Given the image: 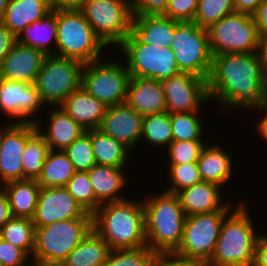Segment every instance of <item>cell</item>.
<instances>
[{
    "label": "cell",
    "mask_w": 267,
    "mask_h": 266,
    "mask_svg": "<svg viewBox=\"0 0 267 266\" xmlns=\"http://www.w3.org/2000/svg\"><path fill=\"white\" fill-rule=\"evenodd\" d=\"M260 81L261 63L256 52L215 55L207 80L208 94L220 107L256 111L266 103Z\"/></svg>",
    "instance_id": "cell-1"
},
{
    "label": "cell",
    "mask_w": 267,
    "mask_h": 266,
    "mask_svg": "<svg viewBox=\"0 0 267 266\" xmlns=\"http://www.w3.org/2000/svg\"><path fill=\"white\" fill-rule=\"evenodd\" d=\"M131 200L103 203L92 214L93 230L111 250L147 245L143 201Z\"/></svg>",
    "instance_id": "cell-2"
},
{
    "label": "cell",
    "mask_w": 267,
    "mask_h": 266,
    "mask_svg": "<svg viewBox=\"0 0 267 266\" xmlns=\"http://www.w3.org/2000/svg\"><path fill=\"white\" fill-rule=\"evenodd\" d=\"M156 194L143 200L146 244L156 255L174 253L182 240L186 215L176 194Z\"/></svg>",
    "instance_id": "cell-3"
},
{
    "label": "cell",
    "mask_w": 267,
    "mask_h": 266,
    "mask_svg": "<svg viewBox=\"0 0 267 266\" xmlns=\"http://www.w3.org/2000/svg\"><path fill=\"white\" fill-rule=\"evenodd\" d=\"M251 218L244 201L225 217L209 266H253L260 234Z\"/></svg>",
    "instance_id": "cell-4"
},
{
    "label": "cell",
    "mask_w": 267,
    "mask_h": 266,
    "mask_svg": "<svg viewBox=\"0 0 267 266\" xmlns=\"http://www.w3.org/2000/svg\"><path fill=\"white\" fill-rule=\"evenodd\" d=\"M93 229L92 217H80L35 227L33 266H60Z\"/></svg>",
    "instance_id": "cell-5"
},
{
    "label": "cell",
    "mask_w": 267,
    "mask_h": 266,
    "mask_svg": "<svg viewBox=\"0 0 267 266\" xmlns=\"http://www.w3.org/2000/svg\"><path fill=\"white\" fill-rule=\"evenodd\" d=\"M56 55L90 63L102 59L107 47L95 34L92 26L79 9L57 8Z\"/></svg>",
    "instance_id": "cell-6"
},
{
    "label": "cell",
    "mask_w": 267,
    "mask_h": 266,
    "mask_svg": "<svg viewBox=\"0 0 267 266\" xmlns=\"http://www.w3.org/2000/svg\"><path fill=\"white\" fill-rule=\"evenodd\" d=\"M170 48L182 73H190L208 80L213 55L208 31L195 20H175V35Z\"/></svg>",
    "instance_id": "cell-7"
},
{
    "label": "cell",
    "mask_w": 267,
    "mask_h": 266,
    "mask_svg": "<svg viewBox=\"0 0 267 266\" xmlns=\"http://www.w3.org/2000/svg\"><path fill=\"white\" fill-rule=\"evenodd\" d=\"M83 66L84 63L76 59L45 56L34 84L47 106H60L81 87Z\"/></svg>",
    "instance_id": "cell-8"
},
{
    "label": "cell",
    "mask_w": 267,
    "mask_h": 266,
    "mask_svg": "<svg viewBox=\"0 0 267 266\" xmlns=\"http://www.w3.org/2000/svg\"><path fill=\"white\" fill-rule=\"evenodd\" d=\"M79 10L106 46H119L130 34L131 0H87Z\"/></svg>",
    "instance_id": "cell-9"
},
{
    "label": "cell",
    "mask_w": 267,
    "mask_h": 266,
    "mask_svg": "<svg viewBox=\"0 0 267 266\" xmlns=\"http://www.w3.org/2000/svg\"><path fill=\"white\" fill-rule=\"evenodd\" d=\"M130 77L119 60L100 59L84 64L81 87L106 106L120 105L126 103Z\"/></svg>",
    "instance_id": "cell-10"
},
{
    "label": "cell",
    "mask_w": 267,
    "mask_h": 266,
    "mask_svg": "<svg viewBox=\"0 0 267 266\" xmlns=\"http://www.w3.org/2000/svg\"><path fill=\"white\" fill-rule=\"evenodd\" d=\"M227 203L221 210L186 217L182 240L174 254L208 262L214 254L222 223L232 211Z\"/></svg>",
    "instance_id": "cell-11"
},
{
    "label": "cell",
    "mask_w": 267,
    "mask_h": 266,
    "mask_svg": "<svg viewBox=\"0 0 267 266\" xmlns=\"http://www.w3.org/2000/svg\"><path fill=\"white\" fill-rule=\"evenodd\" d=\"M126 57L131 77H147L158 81L178 75L180 72L174 52L169 46L156 47L141 44L131 33L118 46Z\"/></svg>",
    "instance_id": "cell-12"
},
{
    "label": "cell",
    "mask_w": 267,
    "mask_h": 266,
    "mask_svg": "<svg viewBox=\"0 0 267 266\" xmlns=\"http://www.w3.org/2000/svg\"><path fill=\"white\" fill-rule=\"evenodd\" d=\"M207 31L213 56L257 51L259 34L251 14L234 12L212 24Z\"/></svg>",
    "instance_id": "cell-13"
},
{
    "label": "cell",
    "mask_w": 267,
    "mask_h": 266,
    "mask_svg": "<svg viewBox=\"0 0 267 266\" xmlns=\"http://www.w3.org/2000/svg\"><path fill=\"white\" fill-rule=\"evenodd\" d=\"M43 106L48 108L34 83L0 78V111L11 119L15 118V121H11L10 124L37 126L42 122L35 116L42 111L40 109ZM32 116L35 119L31 118Z\"/></svg>",
    "instance_id": "cell-14"
},
{
    "label": "cell",
    "mask_w": 267,
    "mask_h": 266,
    "mask_svg": "<svg viewBox=\"0 0 267 266\" xmlns=\"http://www.w3.org/2000/svg\"><path fill=\"white\" fill-rule=\"evenodd\" d=\"M167 112H199L200 106L211 102L207 80L190 73H179L161 81Z\"/></svg>",
    "instance_id": "cell-15"
},
{
    "label": "cell",
    "mask_w": 267,
    "mask_h": 266,
    "mask_svg": "<svg viewBox=\"0 0 267 266\" xmlns=\"http://www.w3.org/2000/svg\"><path fill=\"white\" fill-rule=\"evenodd\" d=\"M80 217H92V214L86 212L64 187L40 188L32 218L35 227Z\"/></svg>",
    "instance_id": "cell-16"
},
{
    "label": "cell",
    "mask_w": 267,
    "mask_h": 266,
    "mask_svg": "<svg viewBox=\"0 0 267 266\" xmlns=\"http://www.w3.org/2000/svg\"><path fill=\"white\" fill-rule=\"evenodd\" d=\"M26 144V124L0 127V185L22 180V158Z\"/></svg>",
    "instance_id": "cell-17"
},
{
    "label": "cell",
    "mask_w": 267,
    "mask_h": 266,
    "mask_svg": "<svg viewBox=\"0 0 267 266\" xmlns=\"http://www.w3.org/2000/svg\"><path fill=\"white\" fill-rule=\"evenodd\" d=\"M143 116L127 103L107 106L98 128L105 135L121 141L129 149L140 143Z\"/></svg>",
    "instance_id": "cell-18"
},
{
    "label": "cell",
    "mask_w": 267,
    "mask_h": 266,
    "mask_svg": "<svg viewBox=\"0 0 267 266\" xmlns=\"http://www.w3.org/2000/svg\"><path fill=\"white\" fill-rule=\"evenodd\" d=\"M45 56L44 53L33 47L16 42L3 60L0 67V78L35 83Z\"/></svg>",
    "instance_id": "cell-19"
},
{
    "label": "cell",
    "mask_w": 267,
    "mask_h": 266,
    "mask_svg": "<svg viewBox=\"0 0 267 266\" xmlns=\"http://www.w3.org/2000/svg\"><path fill=\"white\" fill-rule=\"evenodd\" d=\"M126 103L142 116L167 111L161 81L147 77H130Z\"/></svg>",
    "instance_id": "cell-20"
},
{
    "label": "cell",
    "mask_w": 267,
    "mask_h": 266,
    "mask_svg": "<svg viewBox=\"0 0 267 266\" xmlns=\"http://www.w3.org/2000/svg\"><path fill=\"white\" fill-rule=\"evenodd\" d=\"M221 187L201 181L176 193L186 217L221 210L226 203ZM225 203V204H224Z\"/></svg>",
    "instance_id": "cell-21"
},
{
    "label": "cell",
    "mask_w": 267,
    "mask_h": 266,
    "mask_svg": "<svg viewBox=\"0 0 267 266\" xmlns=\"http://www.w3.org/2000/svg\"><path fill=\"white\" fill-rule=\"evenodd\" d=\"M130 33L141 44L170 47L175 35V20L165 15H133Z\"/></svg>",
    "instance_id": "cell-22"
},
{
    "label": "cell",
    "mask_w": 267,
    "mask_h": 266,
    "mask_svg": "<svg viewBox=\"0 0 267 266\" xmlns=\"http://www.w3.org/2000/svg\"><path fill=\"white\" fill-rule=\"evenodd\" d=\"M85 131L98 129L107 106L86 92L82 87L75 90L60 106Z\"/></svg>",
    "instance_id": "cell-23"
},
{
    "label": "cell",
    "mask_w": 267,
    "mask_h": 266,
    "mask_svg": "<svg viewBox=\"0 0 267 266\" xmlns=\"http://www.w3.org/2000/svg\"><path fill=\"white\" fill-rule=\"evenodd\" d=\"M50 114V115H49ZM48 115V124L43 132L40 123L36 129L43 136L49 150H64L86 132L59 106L52 108Z\"/></svg>",
    "instance_id": "cell-24"
},
{
    "label": "cell",
    "mask_w": 267,
    "mask_h": 266,
    "mask_svg": "<svg viewBox=\"0 0 267 266\" xmlns=\"http://www.w3.org/2000/svg\"><path fill=\"white\" fill-rule=\"evenodd\" d=\"M57 26V8H53L43 18L26 26L16 36V42L33 47L45 55H56Z\"/></svg>",
    "instance_id": "cell-25"
},
{
    "label": "cell",
    "mask_w": 267,
    "mask_h": 266,
    "mask_svg": "<svg viewBox=\"0 0 267 266\" xmlns=\"http://www.w3.org/2000/svg\"><path fill=\"white\" fill-rule=\"evenodd\" d=\"M197 164L202 181L212 182L223 188L232 178V157L221 145H205Z\"/></svg>",
    "instance_id": "cell-26"
},
{
    "label": "cell",
    "mask_w": 267,
    "mask_h": 266,
    "mask_svg": "<svg viewBox=\"0 0 267 266\" xmlns=\"http://www.w3.org/2000/svg\"><path fill=\"white\" fill-rule=\"evenodd\" d=\"M124 169L96 164L88 171L95 198L101 204L127 198L121 195L123 194L121 190L127 184L128 178Z\"/></svg>",
    "instance_id": "cell-27"
},
{
    "label": "cell",
    "mask_w": 267,
    "mask_h": 266,
    "mask_svg": "<svg viewBox=\"0 0 267 266\" xmlns=\"http://www.w3.org/2000/svg\"><path fill=\"white\" fill-rule=\"evenodd\" d=\"M53 10L51 0H8L2 23L17 36Z\"/></svg>",
    "instance_id": "cell-28"
},
{
    "label": "cell",
    "mask_w": 267,
    "mask_h": 266,
    "mask_svg": "<svg viewBox=\"0 0 267 266\" xmlns=\"http://www.w3.org/2000/svg\"><path fill=\"white\" fill-rule=\"evenodd\" d=\"M1 187L7 194L12 217L32 219L41 188L37 181L28 179L10 181Z\"/></svg>",
    "instance_id": "cell-29"
},
{
    "label": "cell",
    "mask_w": 267,
    "mask_h": 266,
    "mask_svg": "<svg viewBox=\"0 0 267 266\" xmlns=\"http://www.w3.org/2000/svg\"><path fill=\"white\" fill-rule=\"evenodd\" d=\"M111 249L92 229L60 266H103Z\"/></svg>",
    "instance_id": "cell-30"
},
{
    "label": "cell",
    "mask_w": 267,
    "mask_h": 266,
    "mask_svg": "<svg viewBox=\"0 0 267 266\" xmlns=\"http://www.w3.org/2000/svg\"><path fill=\"white\" fill-rule=\"evenodd\" d=\"M91 144L97 165L125 168L126 163H129L130 149L99 129L91 130Z\"/></svg>",
    "instance_id": "cell-31"
},
{
    "label": "cell",
    "mask_w": 267,
    "mask_h": 266,
    "mask_svg": "<svg viewBox=\"0 0 267 266\" xmlns=\"http://www.w3.org/2000/svg\"><path fill=\"white\" fill-rule=\"evenodd\" d=\"M49 147L36 126L26 124V144L22 158V180H37Z\"/></svg>",
    "instance_id": "cell-32"
},
{
    "label": "cell",
    "mask_w": 267,
    "mask_h": 266,
    "mask_svg": "<svg viewBox=\"0 0 267 266\" xmlns=\"http://www.w3.org/2000/svg\"><path fill=\"white\" fill-rule=\"evenodd\" d=\"M75 172L72 162L63 150H49L36 181L40 187H65Z\"/></svg>",
    "instance_id": "cell-33"
},
{
    "label": "cell",
    "mask_w": 267,
    "mask_h": 266,
    "mask_svg": "<svg viewBox=\"0 0 267 266\" xmlns=\"http://www.w3.org/2000/svg\"><path fill=\"white\" fill-rule=\"evenodd\" d=\"M0 238L23 249L32 257L35 245V225L32 219L12 217L0 229Z\"/></svg>",
    "instance_id": "cell-34"
},
{
    "label": "cell",
    "mask_w": 267,
    "mask_h": 266,
    "mask_svg": "<svg viewBox=\"0 0 267 266\" xmlns=\"http://www.w3.org/2000/svg\"><path fill=\"white\" fill-rule=\"evenodd\" d=\"M150 145L164 148L173 141L170 114L167 111L143 116L141 139Z\"/></svg>",
    "instance_id": "cell-35"
},
{
    "label": "cell",
    "mask_w": 267,
    "mask_h": 266,
    "mask_svg": "<svg viewBox=\"0 0 267 266\" xmlns=\"http://www.w3.org/2000/svg\"><path fill=\"white\" fill-rule=\"evenodd\" d=\"M198 114V115H197ZM199 112L172 113L170 122L175 141H195L202 140L204 131L202 119Z\"/></svg>",
    "instance_id": "cell-36"
},
{
    "label": "cell",
    "mask_w": 267,
    "mask_h": 266,
    "mask_svg": "<svg viewBox=\"0 0 267 266\" xmlns=\"http://www.w3.org/2000/svg\"><path fill=\"white\" fill-rule=\"evenodd\" d=\"M64 188L90 214H93L101 205L95 198L88 172H75Z\"/></svg>",
    "instance_id": "cell-37"
},
{
    "label": "cell",
    "mask_w": 267,
    "mask_h": 266,
    "mask_svg": "<svg viewBox=\"0 0 267 266\" xmlns=\"http://www.w3.org/2000/svg\"><path fill=\"white\" fill-rule=\"evenodd\" d=\"M157 255L146 245L136 249L111 250L103 266H155Z\"/></svg>",
    "instance_id": "cell-38"
},
{
    "label": "cell",
    "mask_w": 267,
    "mask_h": 266,
    "mask_svg": "<svg viewBox=\"0 0 267 266\" xmlns=\"http://www.w3.org/2000/svg\"><path fill=\"white\" fill-rule=\"evenodd\" d=\"M235 12L234 0H198L194 20L208 29L223 17Z\"/></svg>",
    "instance_id": "cell-39"
},
{
    "label": "cell",
    "mask_w": 267,
    "mask_h": 266,
    "mask_svg": "<svg viewBox=\"0 0 267 266\" xmlns=\"http://www.w3.org/2000/svg\"><path fill=\"white\" fill-rule=\"evenodd\" d=\"M63 151L72 162L76 172H88L96 165L91 144V130L84 132Z\"/></svg>",
    "instance_id": "cell-40"
},
{
    "label": "cell",
    "mask_w": 267,
    "mask_h": 266,
    "mask_svg": "<svg viewBox=\"0 0 267 266\" xmlns=\"http://www.w3.org/2000/svg\"><path fill=\"white\" fill-rule=\"evenodd\" d=\"M167 175L171 186L165 191L172 194L202 181L197 162L169 164Z\"/></svg>",
    "instance_id": "cell-41"
},
{
    "label": "cell",
    "mask_w": 267,
    "mask_h": 266,
    "mask_svg": "<svg viewBox=\"0 0 267 266\" xmlns=\"http://www.w3.org/2000/svg\"><path fill=\"white\" fill-rule=\"evenodd\" d=\"M205 143L202 140L175 141L166 148L169 164H186L197 162Z\"/></svg>",
    "instance_id": "cell-42"
},
{
    "label": "cell",
    "mask_w": 267,
    "mask_h": 266,
    "mask_svg": "<svg viewBox=\"0 0 267 266\" xmlns=\"http://www.w3.org/2000/svg\"><path fill=\"white\" fill-rule=\"evenodd\" d=\"M28 258L31 259L23 249L0 238V266H33Z\"/></svg>",
    "instance_id": "cell-43"
},
{
    "label": "cell",
    "mask_w": 267,
    "mask_h": 266,
    "mask_svg": "<svg viewBox=\"0 0 267 266\" xmlns=\"http://www.w3.org/2000/svg\"><path fill=\"white\" fill-rule=\"evenodd\" d=\"M198 0H169L165 16L173 20H194Z\"/></svg>",
    "instance_id": "cell-44"
},
{
    "label": "cell",
    "mask_w": 267,
    "mask_h": 266,
    "mask_svg": "<svg viewBox=\"0 0 267 266\" xmlns=\"http://www.w3.org/2000/svg\"><path fill=\"white\" fill-rule=\"evenodd\" d=\"M169 0H131L133 15H164Z\"/></svg>",
    "instance_id": "cell-45"
},
{
    "label": "cell",
    "mask_w": 267,
    "mask_h": 266,
    "mask_svg": "<svg viewBox=\"0 0 267 266\" xmlns=\"http://www.w3.org/2000/svg\"><path fill=\"white\" fill-rule=\"evenodd\" d=\"M155 266H209V264L200 259L183 258L174 253H164L157 255Z\"/></svg>",
    "instance_id": "cell-46"
},
{
    "label": "cell",
    "mask_w": 267,
    "mask_h": 266,
    "mask_svg": "<svg viewBox=\"0 0 267 266\" xmlns=\"http://www.w3.org/2000/svg\"><path fill=\"white\" fill-rule=\"evenodd\" d=\"M15 43L16 36L0 22V67Z\"/></svg>",
    "instance_id": "cell-47"
},
{
    "label": "cell",
    "mask_w": 267,
    "mask_h": 266,
    "mask_svg": "<svg viewBox=\"0 0 267 266\" xmlns=\"http://www.w3.org/2000/svg\"><path fill=\"white\" fill-rule=\"evenodd\" d=\"M253 266H267V234L260 233L255 245Z\"/></svg>",
    "instance_id": "cell-48"
},
{
    "label": "cell",
    "mask_w": 267,
    "mask_h": 266,
    "mask_svg": "<svg viewBox=\"0 0 267 266\" xmlns=\"http://www.w3.org/2000/svg\"><path fill=\"white\" fill-rule=\"evenodd\" d=\"M258 33H267V0H263L252 14Z\"/></svg>",
    "instance_id": "cell-49"
},
{
    "label": "cell",
    "mask_w": 267,
    "mask_h": 266,
    "mask_svg": "<svg viewBox=\"0 0 267 266\" xmlns=\"http://www.w3.org/2000/svg\"><path fill=\"white\" fill-rule=\"evenodd\" d=\"M12 218L6 192L0 186V229Z\"/></svg>",
    "instance_id": "cell-50"
},
{
    "label": "cell",
    "mask_w": 267,
    "mask_h": 266,
    "mask_svg": "<svg viewBox=\"0 0 267 266\" xmlns=\"http://www.w3.org/2000/svg\"><path fill=\"white\" fill-rule=\"evenodd\" d=\"M263 0H234L235 12L253 14Z\"/></svg>",
    "instance_id": "cell-51"
},
{
    "label": "cell",
    "mask_w": 267,
    "mask_h": 266,
    "mask_svg": "<svg viewBox=\"0 0 267 266\" xmlns=\"http://www.w3.org/2000/svg\"><path fill=\"white\" fill-rule=\"evenodd\" d=\"M259 40L257 46V55L261 66H267V33H258Z\"/></svg>",
    "instance_id": "cell-52"
},
{
    "label": "cell",
    "mask_w": 267,
    "mask_h": 266,
    "mask_svg": "<svg viewBox=\"0 0 267 266\" xmlns=\"http://www.w3.org/2000/svg\"><path fill=\"white\" fill-rule=\"evenodd\" d=\"M258 113L259 111L263 114L264 113V117L261 119L258 118V122H257V132L258 134L264 139V141H267V103H265L260 109H257Z\"/></svg>",
    "instance_id": "cell-53"
},
{
    "label": "cell",
    "mask_w": 267,
    "mask_h": 266,
    "mask_svg": "<svg viewBox=\"0 0 267 266\" xmlns=\"http://www.w3.org/2000/svg\"><path fill=\"white\" fill-rule=\"evenodd\" d=\"M87 0H51L53 8L79 9Z\"/></svg>",
    "instance_id": "cell-54"
},
{
    "label": "cell",
    "mask_w": 267,
    "mask_h": 266,
    "mask_svg": "<svg viewBox=\"0 0 267 266\" xmlns=\"http://www.w3.org/2000/svg\"><path fill=\"white\" fill-rule=\"evenodd\" d=\"M261 90L264 101L267 103V66H261Z\"/></svg>",
    "instance_id": "cell-55"
},
{
    "label": "cell",
    "mask_w": 267,
    "mask_h": 266,
    "mask_svg": "<svg viewBox=\"0 0 267 266\" xmlns=\"http://www.w3.org/2000/svg\"><path fill=\"white\" fill-rule=\"evenodd\" d=\"M7 2L8 0H0V22L2 21L4 17L6 7H7Z\"/></svg>",
    "instance_id": "cell-56"
}]
</instances>
